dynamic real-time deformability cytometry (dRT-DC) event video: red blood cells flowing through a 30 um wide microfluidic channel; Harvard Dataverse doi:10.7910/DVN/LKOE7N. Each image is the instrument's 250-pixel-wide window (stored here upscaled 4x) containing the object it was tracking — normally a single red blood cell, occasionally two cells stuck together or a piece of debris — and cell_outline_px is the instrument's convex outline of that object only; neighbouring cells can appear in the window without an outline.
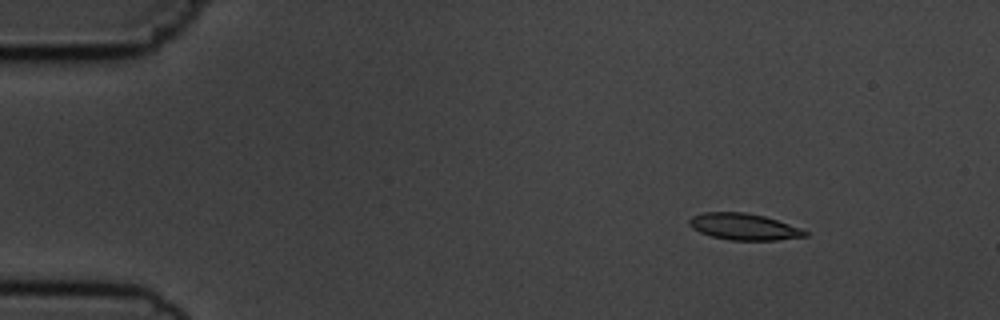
{"species": "common noctule bat (a hibernating species)", "species_latin": "Nyctalus noctula", "temperature_condition": "cold", "stored_images_in_passage": 9, "camera_frame_rate_fps": 3000, "um_per_image_px": 0.085, "animal": {"sex": "male", "body_mass_g": 19.5, "forearm_length_mm": 54.6}, "frame": {"image": 1, "passage_image": 1, "time_ms": 0.0, "image_size_px": [1000, 320], "cell_outline_px": [[808, 236], [776, 240], [732, 240], [712, 236], [700, 232], [692, 228], [688, 224], [688, 220], [692, 216], [704, 212], [744, 212], [764, 216], [800, 228], [808, 232]], "centroid_in_image_um": [63.21, 19.27], "position_along_channel_um": 21.8, "area_um2": 17.74}}
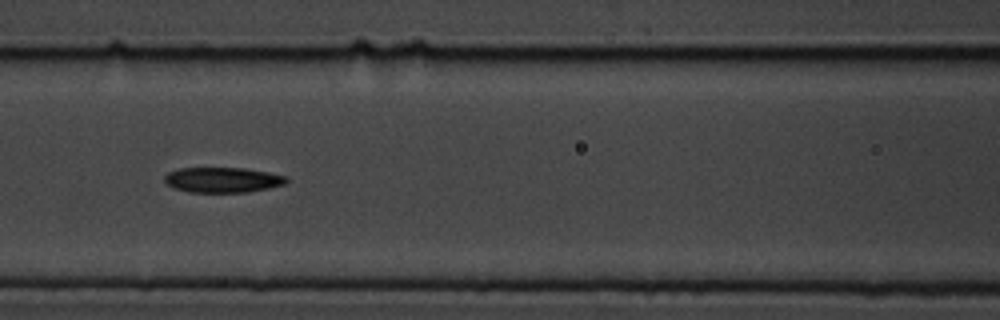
{"frame": {"image": 2, "passage_image": 6, "time_ms": 5.667, "image_size_px": [1000, 320], "cell_outline_px": [[288, 180], [284, 184], [268, 188], [248, 192], [188, 192], [172, 188], [164, 180], [164, 176], [168, 172], [180, 168], [244, 168], [268, 172], [288, 176]], "centroid_in_image_um": [18.91, 15.29], "position_along_channel_um": 147.7, "area_um2": 17.98}}
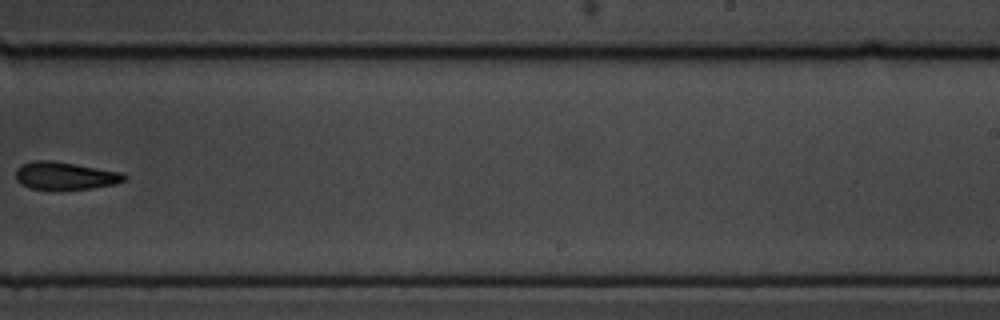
{"frame": {"image": 3, "passage_image": 9, "time_ms": 9.333, "image_size_px": [1000, 320], "cell_outline_px": [[128, 176], [124, 180], [116, 184], [60, 192], [28, 188], [20, 184], [16, 180], [16, 168], [32, 160], [48, 160], [120, 172]], "centroid_in_image_um": [5.47, 14.98], "position_along_channel_um": 283.5, "area_um2": 17.8}}